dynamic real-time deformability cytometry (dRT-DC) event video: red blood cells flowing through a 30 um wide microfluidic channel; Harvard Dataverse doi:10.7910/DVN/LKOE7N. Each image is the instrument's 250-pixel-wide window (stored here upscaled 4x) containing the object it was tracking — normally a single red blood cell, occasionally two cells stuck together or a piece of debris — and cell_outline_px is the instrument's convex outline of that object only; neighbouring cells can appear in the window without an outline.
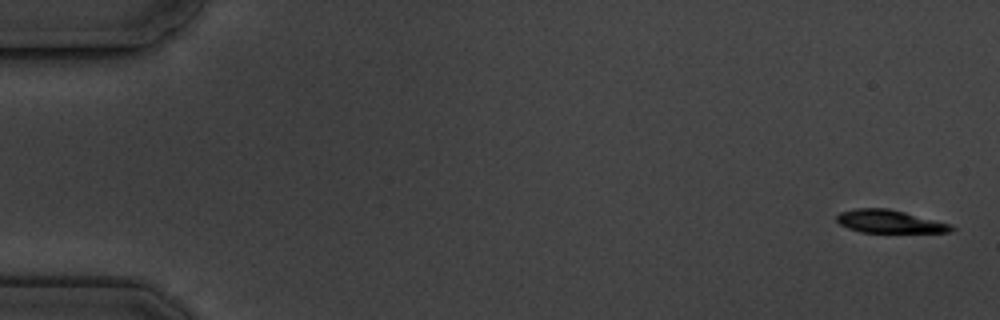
{"species": "common noctule bat (a hibernating species)", "species_latin": "Nyctalus noctula", "temperature_condition": "cold", "stored_images_in_passage": 8, "camera_frame_rate_fps": 3000, "um_per_image_px": 0.085, "animal": {"sex": "male", "body_mass_g": 19.5, "forearm_length_mm": 54.6}, "frame": {"image": 1, "passage_image": 1, "time_ms": 0.0, "image_size_px": [1000, 320], "cell_outline_px": [[956, 228], [948, 232], [860, 232], [848, 228], [840, 224], [836, 220], [836, 216], [840, 212], [856, 208], [888, 208], [952, 224]], "centroid_in_image_um": [75.6, 18.82], "position_along_channel_um": 9.4, "area_um2": 15.26}}
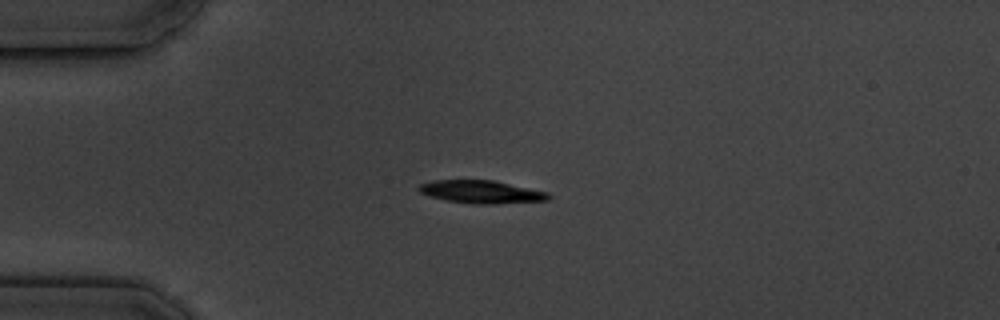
{"frame": {"image": 2, "passage_image": 5, "time_ms": 4.333, "image_size_px": [1000, 320], "cell_outline_px": [[552, 196], [548, 200], [496, 204], [472, 204], [448, 200], [432, 196], [420, 192], [416, 188], [420, 184], [432, 180], [492, 180], [548, 192]], "centroid_in_image_um": [40.93, 16.31], "position_along_channel_um": 44.1, "area_um2": 17.17}}